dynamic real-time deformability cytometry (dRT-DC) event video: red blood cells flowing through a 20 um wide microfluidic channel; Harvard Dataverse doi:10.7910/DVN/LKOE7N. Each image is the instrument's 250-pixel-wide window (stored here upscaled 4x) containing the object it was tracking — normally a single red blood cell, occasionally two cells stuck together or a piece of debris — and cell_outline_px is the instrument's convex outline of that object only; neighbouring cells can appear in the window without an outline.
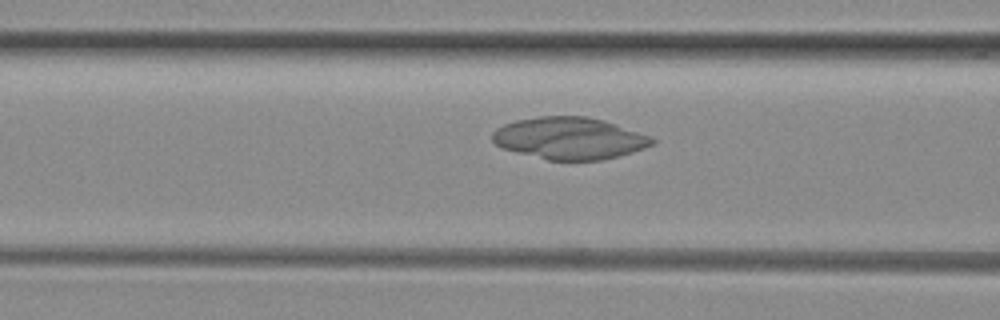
{"species": "common noctule bat (a hibernating species)", "species_latin": "Nyctalus noctula", "temperature_condition": "room temperature", "stored_images_in_passage": 36, "camera_frame_rate_fps": 3000, "um_per_image_px": 0.085, "animal": {"sex": "female", "body_mass_g": 29.2, "forearm_length_mm": 56.3}, "frame": {"image": 1, "passage_image": 9, "time_ms": 2.667, "image_size_px": [1000, 320], "cell_outline_px": [[656, 144], [632, 152], [600, 160], [548, 160], [516, 152], [504, 148], [496, 144], [492, 140], [492, 132], [496, 128], [504, 124], [516, 120], [540, 116], [588, 116], [604, 120], [652, 136], [656, 140]], "centroid_in_image_um": [48.42, 11.74], "position_along_channel_um": 118.2, "area_um2": 39.13}}
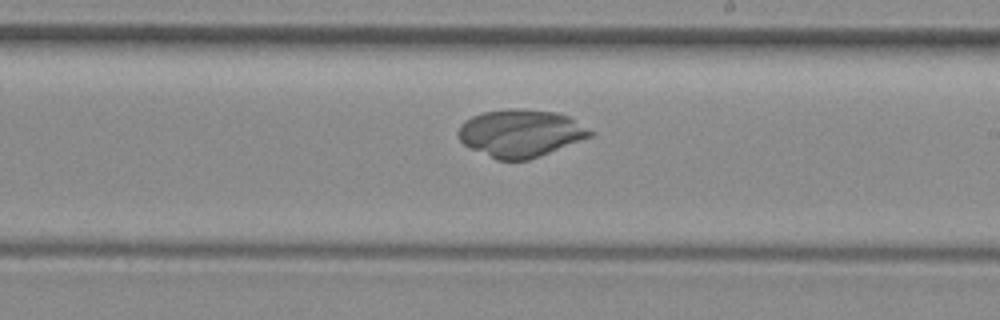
{"frame": {"image": 2, "passage_image": 19, "time_ms": 6.0, "image_size_px": [1000, 320], "cell_outline_px": [[592, 136], [540, 156], [528, 160], [496, 160], [468, 148], [460, 140], [456, 132], [460, 124], [464, 120], [472, 116], [484, 112], [508, 108], [516, 108], [556, 112], [568, 116], [592, 132]], "centroid_in_image_um": [44.17, 11.33], "position_along_channel_um": 244.8, "area_um2": 36.53}}
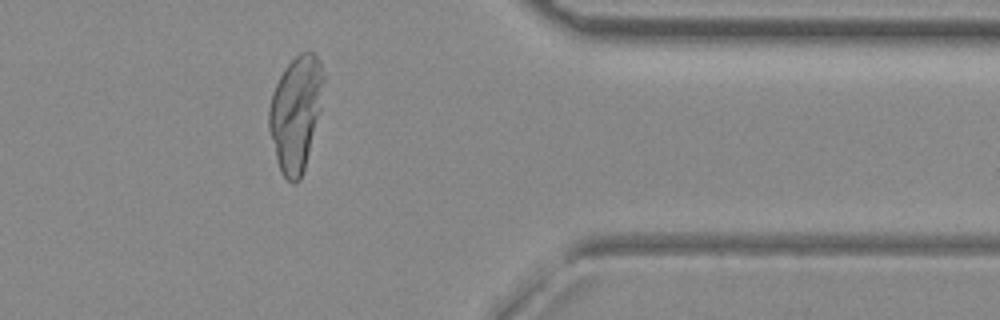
{"frame": {"image": 3, "passage_image": 32, "time_ms": 10.333, "image_size_px": [1000, 320], "cell_outline_px": [[324, 80], [320, 112], [304, 168], [300, 180], [296, 184], [292, 184], [280, 172], [276, 160], [268, 128], [268, 108], [272, 92], [284, 68], [300, 52], [312, 52], [320, 60], [324, 76]], "centroid_in_image_um": [25.13, 9.63], "position_along_channel_um": 386.3, "area_um2": 36.65}}